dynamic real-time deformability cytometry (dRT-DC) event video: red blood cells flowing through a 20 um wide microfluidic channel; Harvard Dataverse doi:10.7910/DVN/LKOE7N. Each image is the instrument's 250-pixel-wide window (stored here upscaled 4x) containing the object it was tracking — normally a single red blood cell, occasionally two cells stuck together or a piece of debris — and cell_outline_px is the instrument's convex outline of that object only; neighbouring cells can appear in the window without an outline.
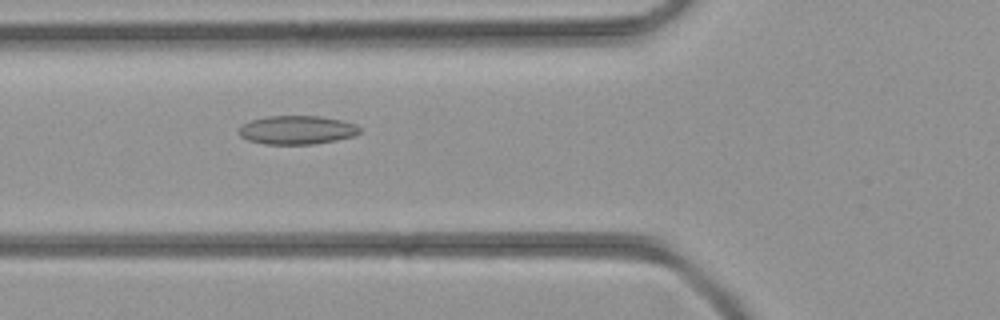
{"species": "common noctule bat (a hibernating species)", "species_latin": "Nyctalus noctula", "temperature_condition": "room temperature", "stored_images_in_passage": 41, "camera_frame_rate_fps": 3000, "um_per_image_px": 0.085, "animal": {"sex": "female", "body_mass_g": 21.9}, "frame": {"image": 1, "passage_image": 14, "time_ms": 4.333, "image_size_px": [1000, 320], "cell_outline_px": [[360, 132], [356, 136], [336, 140], [312, 144], [264, 144], [248, 140], [240, 136], [240, 124], [264, 116], [320, 116], [340, 120], [356, 124], [360, 128]], "centroid_in_image_um": [25.24, 11.04], "position_along_channel_um": 100.6, "area_um2": 20.23}}
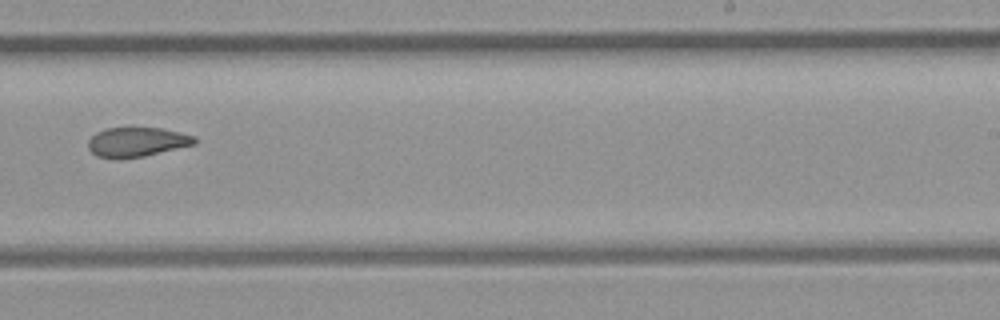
{"frame": {"image": 2, "passage_image": 25, "time_ms": 8.0, "image_size_px": [1000, 320], "cell_outline_px": [[200, 140], [196, 144], [144, 156], [96, 156], [88, 148], [88, 140], [96, 132], [104, 128], [160, 128], [196, 136]], "centroid_in_image_um": [11.69, 12.03], "position_along_channel_um": 277.3, "area_um2": 17.86}}
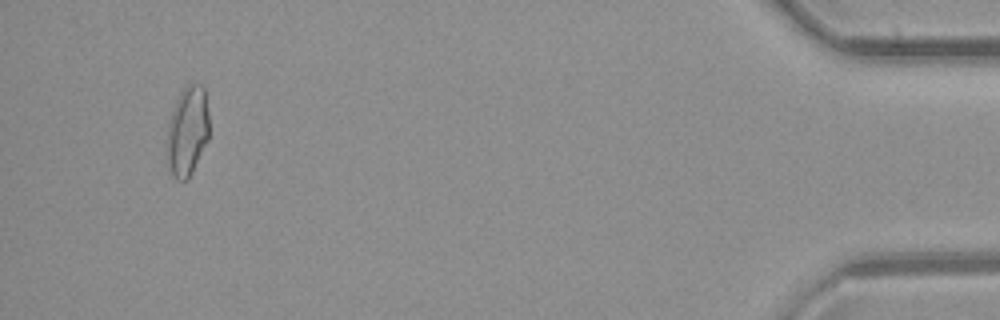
{"frame": {"image": 3, "passage_image": 39, "time_ms": 12.667, "image_size_px": [1000, 320], "cell_outline_px": [[208, 140], [188, 180], [176, 180], [168, 172], [168, 124], [176, 100], [180, 92], [188, 84], [200, 84], [204, 88], [208, 112]], "centroid_in_image_um": [15.93, 11.18], "position_along_channel_um": 419.3, "area_um2": 21.91}}